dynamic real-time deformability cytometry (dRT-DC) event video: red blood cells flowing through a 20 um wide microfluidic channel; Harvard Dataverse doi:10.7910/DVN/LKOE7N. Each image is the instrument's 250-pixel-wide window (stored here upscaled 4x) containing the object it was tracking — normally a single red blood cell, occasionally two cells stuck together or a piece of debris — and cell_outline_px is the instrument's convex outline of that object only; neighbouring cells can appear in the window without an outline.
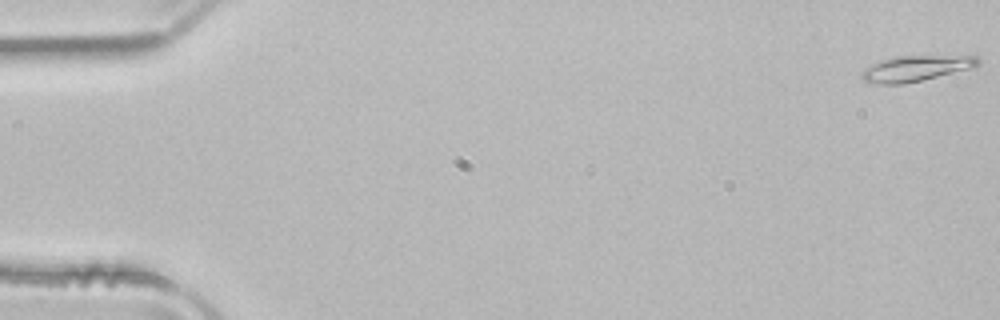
{"species": "common noctule bat (a hibernating species)", "species_latin": "Nyctalus noctula", "temperature_condition": "room temperature", "stored_images_in_passage": 52, "camera_frame_rate_fps": 3000, "um_per_image_px": 0.085, "animal": {"sex": "male", "body_mass_g": 21.5, "forearm_length_mm": 52.0}, "frame": {"image": 1, "passage_image": 1, "time_ms": 0.0, "image_size_px": [1000, 320], "cell_outline_px": [[980, 64], [968, 68], [904, 84], [880, 84], [864, 80], [864, 68], [872, 64], [892, 56], [976, 56], [980, 60]], "centroid_in_image_um": [77.83, 5.8], "position_along_channel_um": 7.2, "area_um2": 16.76}}
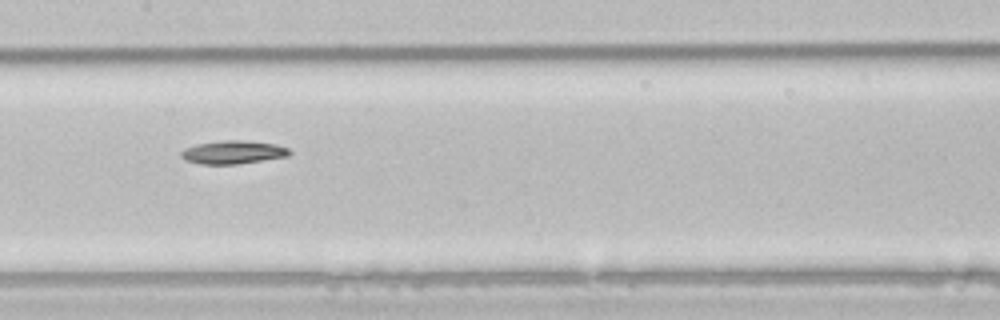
{"frame": {"image": 2, "passage_image": 26, "time_ms": 8.333, "image_size_px": [1000, 320], "cell_outline_px": [[292, 152], [288, 156], [236, 164], [200, 164], [184, 160], [180, 156], [180, 152], [184, 148], [196, 144], [220, 140], [248, 140], [276, 144], [288, 148]], "centroid_in_image_um": [19.78, 12.93], "position_along_channel_um": 187.6, "area_um2": 14.85}}
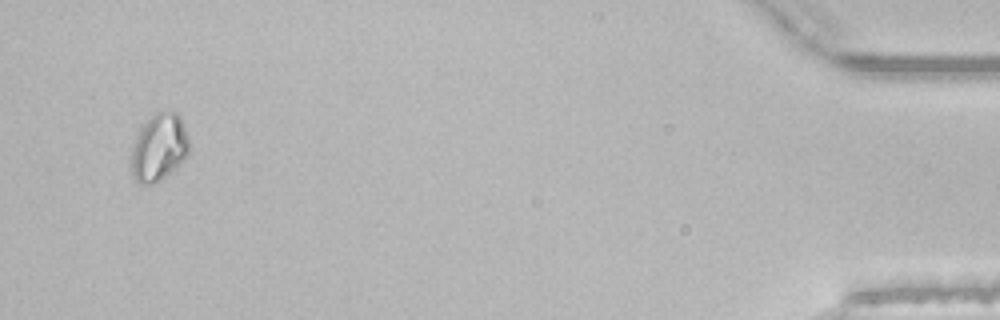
{"frame": {"image": 3, "passage_image": 50, "time_ms": 16.333, "image_size_px": [1000, 320], "cell_outline_px": [[188, 156], [180, 164], [160, 180], [152, 184], [140, 184], [136, 180], [132, 172], [132, 148], [140, 128], [156, 112], [176, 112], [180, 116], [188, 136]], "centroid_in_image_um": [13.53, 12.54], "position_along_channel_um": 421.7, "area_um2": 22.31}, "authors_computed_cell_mechanics": {"area_um2": 15.7505, "velocity_mm_per_s": 3.9547, "shape_relaxation_time_tau1_ms": 6.6888, "shape_relaxation_time_tau2_ms": null, "deformation_change_tau1": 0.1343, "deformation_change_tau2": null}}